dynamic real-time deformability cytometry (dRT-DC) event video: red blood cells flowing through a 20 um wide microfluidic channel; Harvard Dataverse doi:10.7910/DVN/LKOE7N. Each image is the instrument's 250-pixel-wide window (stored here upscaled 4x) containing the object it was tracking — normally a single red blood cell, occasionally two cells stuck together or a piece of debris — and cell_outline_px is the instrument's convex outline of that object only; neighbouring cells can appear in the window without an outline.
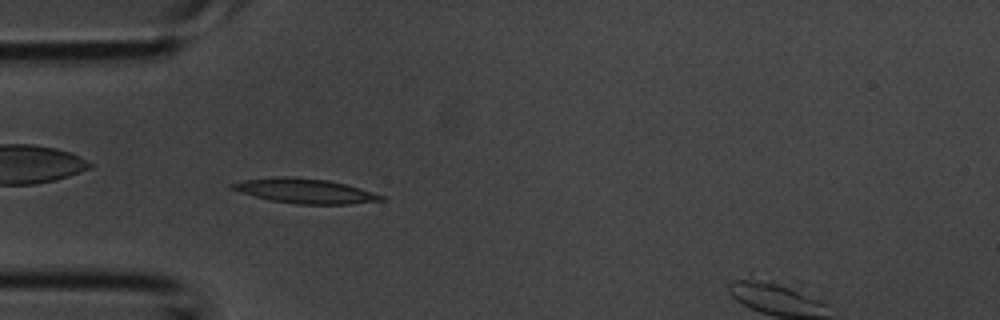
{"species": "common noctule bat (a hibernating species)", "species_latin": "Nyctalus noctula", "temperature_condition": "room temperature", "stored_images_in_passage": 36, "camera_frame_rate_fps": 3000, "um_per_image_px": 0.085, "animal": {"sex": "male", "body_mass_g": 20.1, "forearm_length_mm": 53.5}, "frame": {"image": 1, "passage_image": 10, "time_ms": 3.0, "image_size_px": [1000, 320], "cell_outline_px": [[384, 200], [348, 204], [296, 204], [272, 200], [240, 192], [228, 188], [228, 184], [244, 180], [276, 176], [288, 176], [328, 180], [344, 184], [372, 192], [384, 196]], "centroid_in_image_um": [25.86, 16.22], "position_along_channel_um": 59.1, "area_um2": 21.21}}
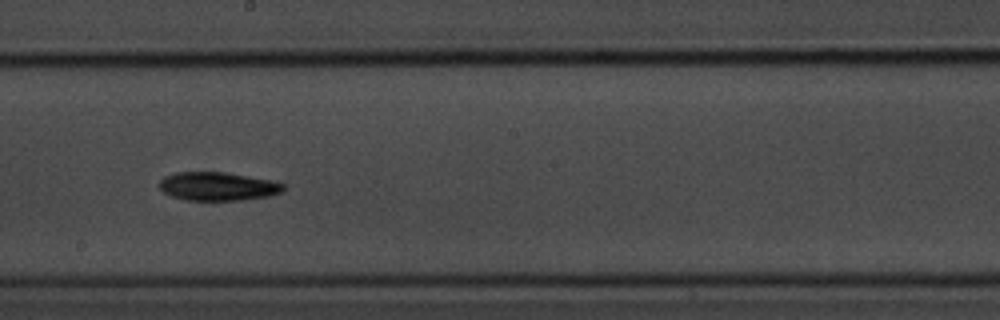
{"frame": {"image": 2, "passage_image": 20, "time_ms": 6.333, "image_size_px": [1000, 320], "cell_outline_px": [[288, 188], [272, 196], [240, 200], [188, 200], [172, 196], [164, 192], [160, 188], [160, 180], [164, 176], [176, 172], [224, 172], [272, 180], [284, 184]], "centroid_in_image_um": [18.55, 15.84], "position_along_channel_um": 229.6, "area_um2": 20.63}}
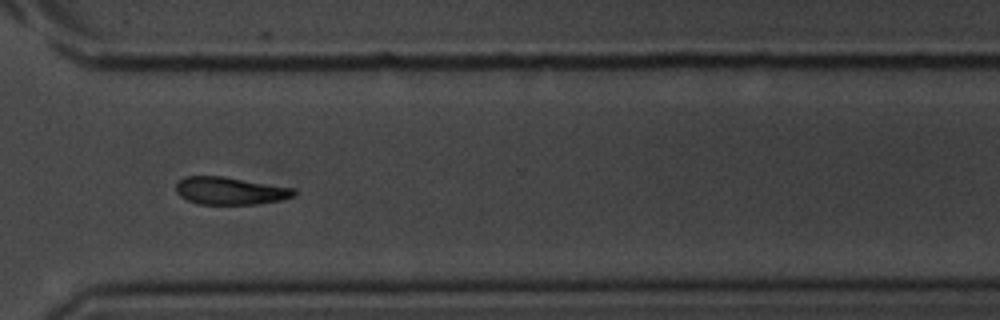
{"frame": {"image": 3, "passage_image": 27, "time_ms": 8.667, "image_size_px": [1000, 320], "cell_outline_px": [[296, 192], [292, 196], [280, 200], [256, 204], [200, 204], [188, 200], [180, 196], [176, 192], [176, 184], [184, 176], [224, 176], [292, 188]], "centroid_in_image_um": [19.51, 16.21], "position_along_channel_um": 351.1, "area_um2": 18.73}}